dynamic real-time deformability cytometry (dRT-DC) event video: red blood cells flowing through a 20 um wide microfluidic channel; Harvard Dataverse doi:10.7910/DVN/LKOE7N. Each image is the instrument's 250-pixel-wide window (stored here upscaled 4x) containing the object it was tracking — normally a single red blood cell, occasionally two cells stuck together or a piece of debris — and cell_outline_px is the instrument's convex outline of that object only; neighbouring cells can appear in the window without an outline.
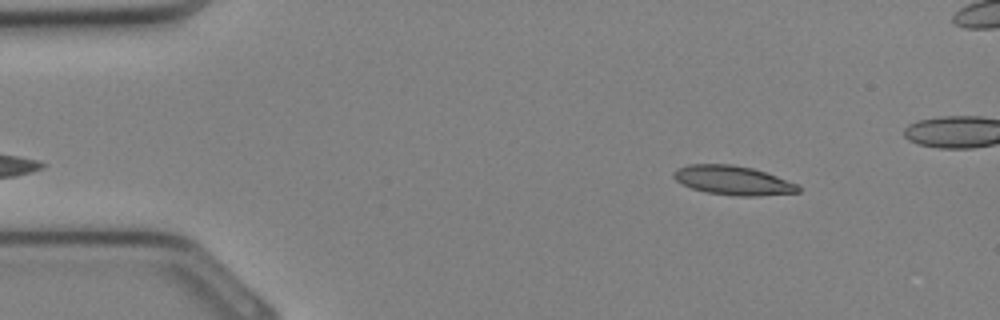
{"species": "Egyptian fruit bat (a non-hibernating species)", "species_latin": "Rousettus aegyptiacus", "temperature_condition": "cold", "stored_images_in_passage": 30, "camera_frame_rate_fps": 3000, "um_per_image_px": 0.085, "animal": {"sex": "female"}, "frame": {"image": 1, "passage_image": 1, "time_ms": 0.0, "image_size_px": [1000, 320], "cell_outline_px": [[800, 192], [760, 196], [740, 196], [708, 192], [692, 188], [676, 180], [672, 176], [672, 172], [676, 168], [688, 164], [732, 164], [752, 168], [776, 176], [796, 184], [800, 188]], "centroid_in_image_um": [62.27, 15.32], "position_along_channel_um": 22.7, "area_um2": 20.98}}
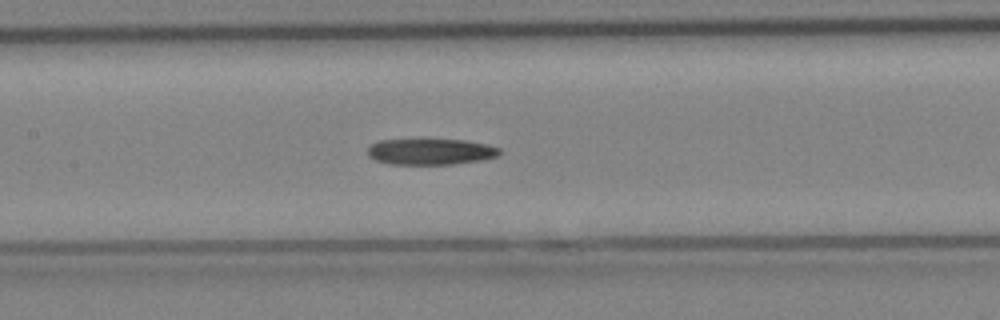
{"frame": {"image": 2, "passage_image": 12, "time_ms": 3.667, "image_size_px": [1000, 320], "cell_outline_px": [[500, 156], [484, 160], [452, 164], [388, 164], [376, 160], [368, 156], [368, 148], [372, 144], [380, 140], [464, 140], [488, 144], [500, 148]], "centroid_in_image_um": [36.65, 12.9], "position_along_channel_um": 170.8, "area_um2": 20.06}}
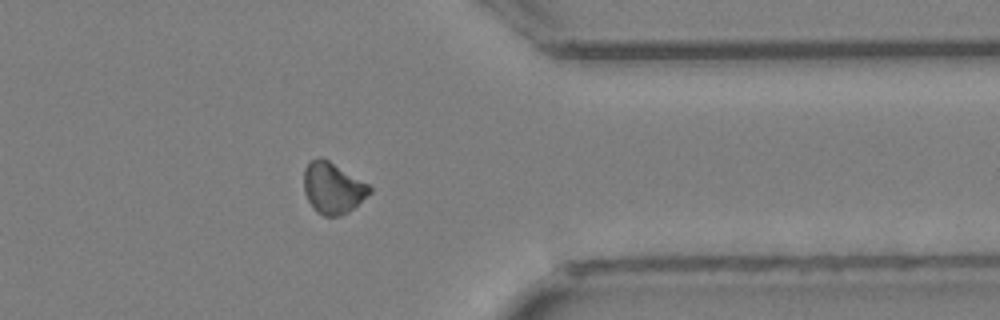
{"frame": {"image": 3, "passage_image": 23, "time_ms": 7.333, "image_size_px": [1000, 320], "cell_outline_px": [[372, 192], [348, 212], [340, 216], [324, 216], [316, 212], [312, 208], [304, 192], [304, 168], [308, 160], [320, 156], [328, 160], [368, 184], [372, 188]], "centroid_in_image_um": [28.26, 15.97], "position_along_channel_um": 383.1, "area_um2": 19.71}}